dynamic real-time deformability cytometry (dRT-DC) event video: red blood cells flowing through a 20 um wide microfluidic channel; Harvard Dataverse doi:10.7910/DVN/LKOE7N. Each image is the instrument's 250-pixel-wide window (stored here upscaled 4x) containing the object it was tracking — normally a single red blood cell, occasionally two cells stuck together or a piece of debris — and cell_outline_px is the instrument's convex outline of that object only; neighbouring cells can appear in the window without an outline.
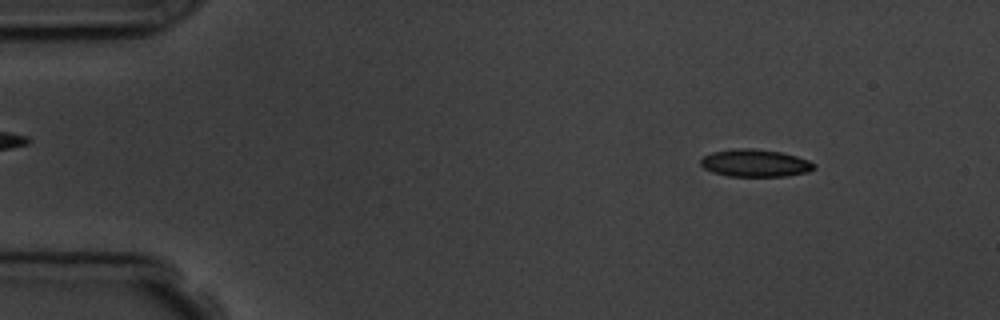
{"species": "common noctule bat (a hibernating species)", "species_latin": "Nyctalus noctula", "temperature_condition": "room temperature", "stored_images_in_passage": 4, "camera_frame_rate_fps": 3000, "um_per_image_px": 0.085, "animal": {"sex": "male", "body_mass_g": 19.5, "forearm_length_mm": 54.6}, "frame": {"image": 1, "passage_image": 1, "time_ms": 0.0, "image_size_px": [1000, 320], "cell_outline_px": [[816, 168], [808, 172], [788, 176], [728, 176], [712, 172], [704, 168], [700, 164], [700, 160], [704, 156], [712, 152], [736, 148], [752, 148], [784, 152], [808, 160], [816, 164]], "centroid_in_image_um": [64.21, 13.86], "position_along_channel_um": 20.8, "area_um2": 18.32}}
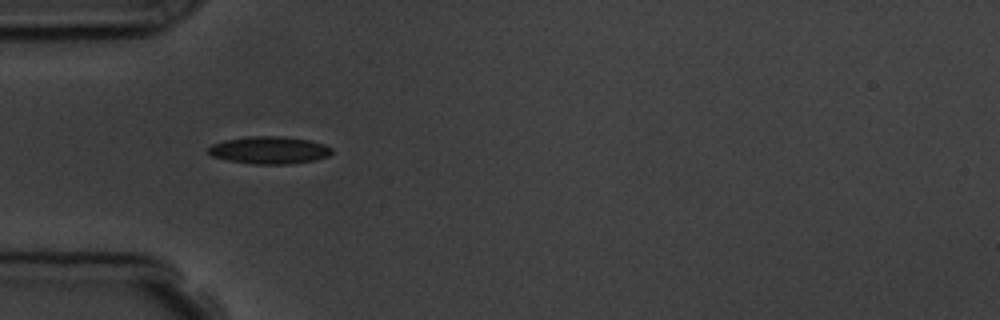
{"frame": {"image": 2, "passage_image": 4, "time_ms": 3.333, "image_size_px": [1000, 320], "cell_outline_px": [[332, 152], [328, 156], [316, 160], [288, 164], [252, 164], [228, 160], [212, 156], [208, 152], [208, 148], [212, 144], [224, 140], [252, 136], [284, 136], [312, 140], [324, 144], [332, 148]], "centroid_in_image_um": [22.92, 12.76], "position_along_channel_um": 62.1, "area_um2": 19.83}}